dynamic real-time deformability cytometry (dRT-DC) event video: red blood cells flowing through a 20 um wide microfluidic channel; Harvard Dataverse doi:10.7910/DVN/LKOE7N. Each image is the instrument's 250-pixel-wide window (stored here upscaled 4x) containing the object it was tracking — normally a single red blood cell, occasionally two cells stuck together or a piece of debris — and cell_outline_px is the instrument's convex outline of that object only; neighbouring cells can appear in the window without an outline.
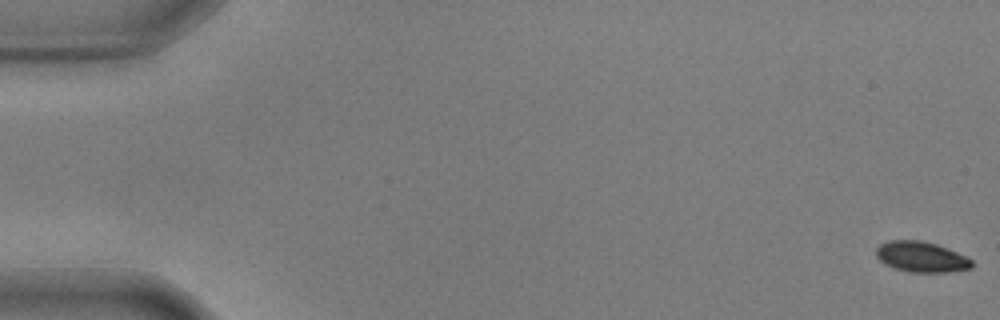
{"species": "common noctule bat (a hibernating species)", "species_latin": "Nyctalus noctula", "temperature_condition": "warm", "stored_images_in_passage": 57, "camera_frame_rate_fps": 3000, "um_per_image_px": 0.085, "animal": {"sex": "male", "body_mass_g": 17.9, "forearm_length_mm": 54.2}, "frame": {"image": 1, "passage_image": 1, "time_ms": 0.0, "image_size_px": [1000, 320], "cell_outline_px": [[972, 268], [948, 272], [912, 272], [896, 268], [884, 264], [876, 256], [876, 248], [880, 244], [888, 240], [920, 240], [936, 244], [948, 248], [968, 256], [972, 260]], "centroid_in_image_um": [78.33, 21.82], "position_along_channel_um": 6.7, "area_um2": 17.11}}
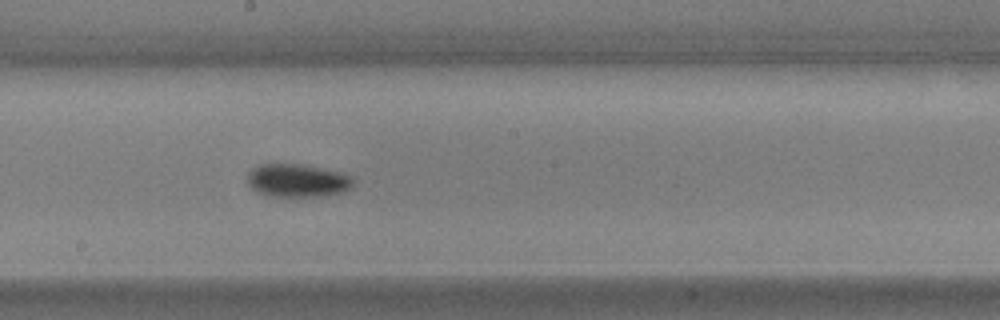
{"frame": {"image": 2, "passage_image": 32, "time_ms": 10.333, "image_size_px": [1000, 320], "cell_outline_px": [[356, 180], [348, 188], [340, 192], [324, 196], [272, 196], [256, 192], [248, 184], [248, 172], [252, 168], [260, 164], [300, 164], [320, 168], [336, 172], [348, 176]], "centroid_in_image_um": [25.21, 15.34], "position_along_channel_um": 223.0, "area_um2": 20.06}}
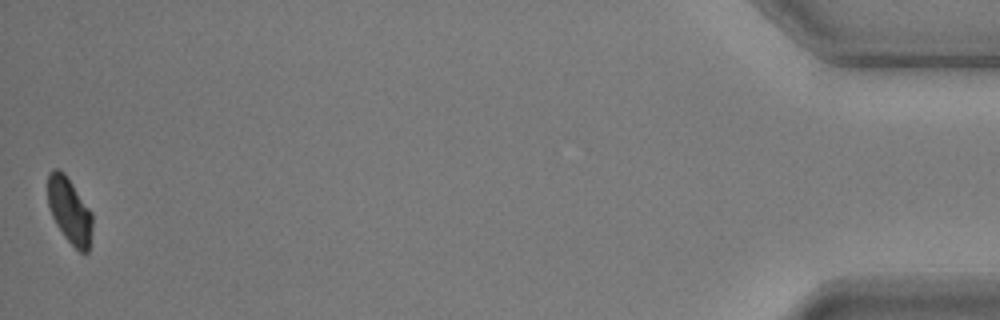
{"frame": {"image": 3, "passage_image": 57, "time_ms": 18.667, "image_size_px": [1000, 320], "cell_outline_px": [[92, 232], [88, 252], [80, 252], [64, 236], [56, 224], [52, 216], [48, 204], [48, 172], [52, 168], [56, 168], [64, 172], [92, 212]], "centroid_in_image_um": [5.91, 17.88], "position_along_channel_um": 429.3, "area_um2": 17.05}, "authors_computed_cell_mechanics": {"area_um2": 18.3804, "velocity_mm_per_s": 3.5647, "shape_relaxation_time_tau1_ms": 2.9508, "shape_relaxation_time_tau2_ms": null, "deformation_change_tau1": 0.1022, "deformation_change_tau2": null}}